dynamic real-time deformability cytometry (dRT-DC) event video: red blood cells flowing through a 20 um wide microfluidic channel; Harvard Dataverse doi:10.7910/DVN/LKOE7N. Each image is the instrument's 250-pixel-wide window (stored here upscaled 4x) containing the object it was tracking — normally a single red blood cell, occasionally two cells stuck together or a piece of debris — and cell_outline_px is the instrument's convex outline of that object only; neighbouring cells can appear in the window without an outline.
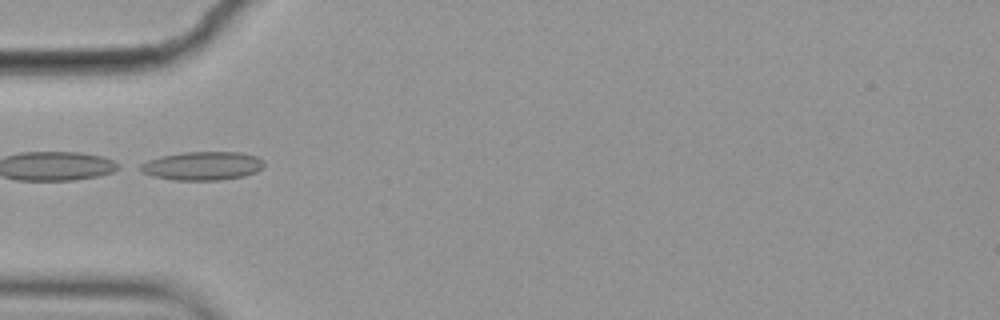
{"species": "common noctule bat (a hibernating species)", "species_latin": "Nyctalus noctula", "temperature_condition": "cold", "stored_images_in_passage": 11, "camera_frame_rate_fps": 3000, "um_per_image_px": 0.085, "animal": {"sex": "female", "body_mass_g": 19.9}, "frame": {"image": 1, "passage_image": 1, "time_ms": 0.0, "image_size_px": [1000, 320], "cell_outline_px": [[264, 168], [256, 172], [244, 176], [220, 180], [176, 180], [152, 176], [140, 172], [132, 168], [148, 160], [160, 156], [184, 152], [240, 152], [256, 156], [264, 160]], "centroid_in_image_um": [17.16, 14.1], "position_along_channel_um": 67.8, "area_um2": 20.98}}
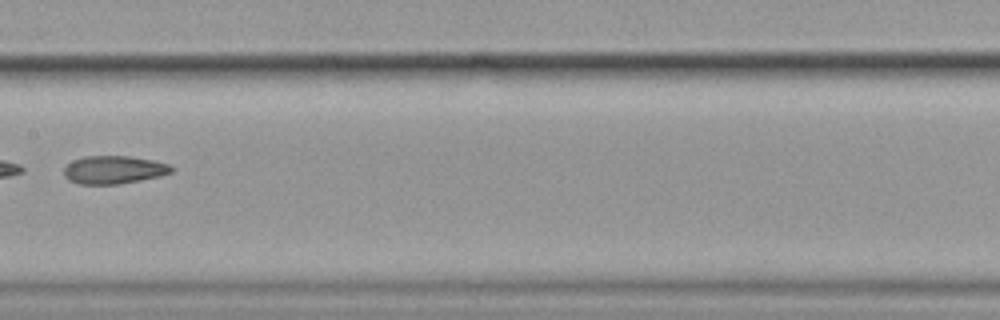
{"frame": {"image": 2, "passage_image": 4, "time_ms": 1.0, "image_size_px": [1000, 320], "cell_outline_px": [[176, 168], [172, 172], [160, 176], [120, 184], [80, 184], [68, 180], [64, 176], [64, 168], [72, 160], [84, 156], [128, 156], [152, 160], [168, 164]], "centroid_in_image_um": [9.67, 14.43], "position_along_channel_um": 197.7, "area_um2": 17.63}}
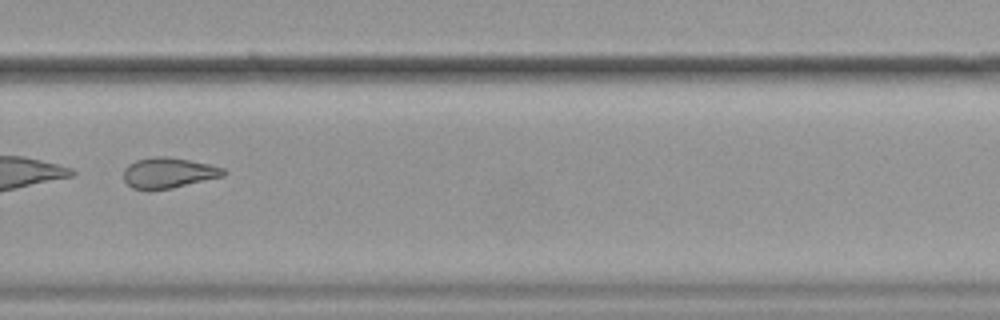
{"frame": {"image": 3, "passage_image": 7, "time_ms": 2.0, "image_size_px": [1000, 320], "cell_outline_px": [[228, 172], [224, 176], [172, 188], [132, 188], [124, 180], [124, 168], [128, 164], [136, 160], [152, 156], [168, 156], [208, 164], [224, 168]], "centroid_in_image_um": [14.34, 14.66], "position_along_channel_um": 315.5, "area_um2": 17.57}}